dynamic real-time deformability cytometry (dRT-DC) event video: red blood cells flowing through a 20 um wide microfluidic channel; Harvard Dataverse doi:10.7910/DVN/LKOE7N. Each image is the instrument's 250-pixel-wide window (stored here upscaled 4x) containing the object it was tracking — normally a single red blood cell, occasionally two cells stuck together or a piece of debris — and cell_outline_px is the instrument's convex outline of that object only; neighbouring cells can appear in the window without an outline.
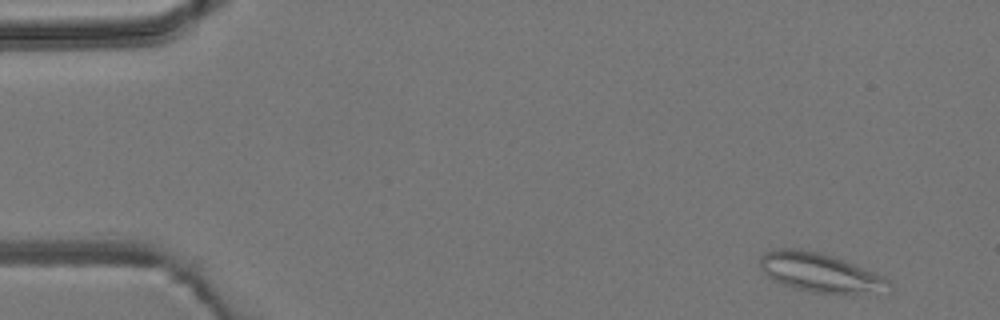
{"species": "common noctule bat (a hibernating species)", "species_latin": "Nyctalus noctula", "temperature_condition": "room temperature", "stored_images_in_passage": 3, "camera_frame_rate_fps": 3000, "um_per_image_px": 0.085, "animal": {"sex": "male", "body_mass_g": 19.2, "forearm_length_mm": 51.8}, "frame": {"image": 1, "passage_image": 1, "time_ms": 0.0, "image_size_px": [1000, 320], "cell_outline_px": [[892, 284], [848, 292], [812, 292], [780, 284], [768, 276], [760, 268], [760, 256], [764, 252], [772, 248], [800, 248], [820, 252], [844, 260], [884, 276]], "centroid_in_image_um": [69.46, 23.07], "position_along_channel_um": 15.5, "area_um2": 27.98}}